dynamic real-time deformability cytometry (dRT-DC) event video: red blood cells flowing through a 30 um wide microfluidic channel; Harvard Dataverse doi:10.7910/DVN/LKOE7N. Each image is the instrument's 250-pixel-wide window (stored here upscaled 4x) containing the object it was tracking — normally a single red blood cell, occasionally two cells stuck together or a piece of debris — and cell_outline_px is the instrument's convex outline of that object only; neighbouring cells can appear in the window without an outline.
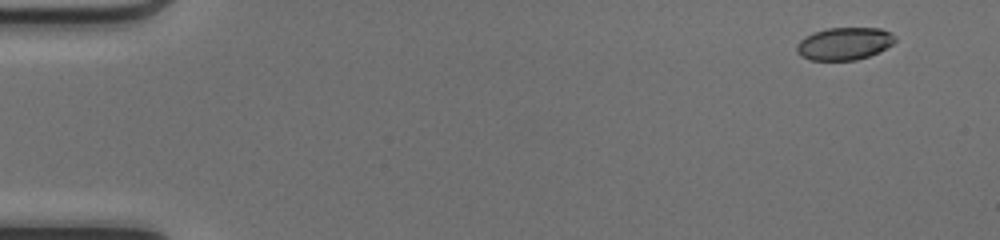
{"species": "common noctule bat (a hibernating species)", "species_latin": "Nyctalus noctula", "temperature_condition": "cold", "stored_images_in_passage": 47, "camera_frame_rate_fps": 3000, "um_per_image_px": 0.085, "animal": {"sex": "female", "body_mass_g": 17.0, "forearm_length_mm": 48.0}, "frame": {"image": 1, "passage_image": 1, "time_ms": 0.0, "image_size_px": [1000, 240], "cell_outline_px": [[896, 40], [892, 44], [868, 56], [856, 60], [812, 60], [800, 56], [796, 52], [796, 44], [800, 40], [812, 32], [828, 28], [880, 28], [896, 36]], "centroid_in_image_um": [71.72, 3.7], "position_along_channel_um": 13.3, "area_um2": 18.55}}
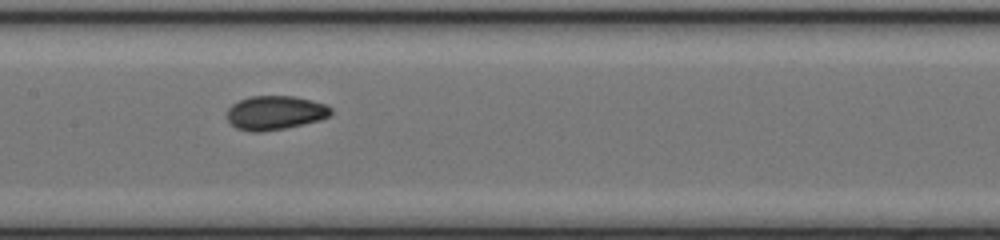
{"frame": {"image": 2, "passage_image": 23, "time_ms": 7.333, "image_size_px": [1000, 240], "cell_outline_px": [[332, 112], [328, 116], [320, 120], [304, 124], [284, 128], [260, 132], [252, 132], [236, 128], [228, 120], [228, 108], [232, 104], [240, 100], [252, 96], [292, 96], [312, 100], [328, 104], [332, 108]], "centroid_in_image_um": [23.41, 9.58], "position_along_channel_um": 184.0, "area_um2": 20.58}}
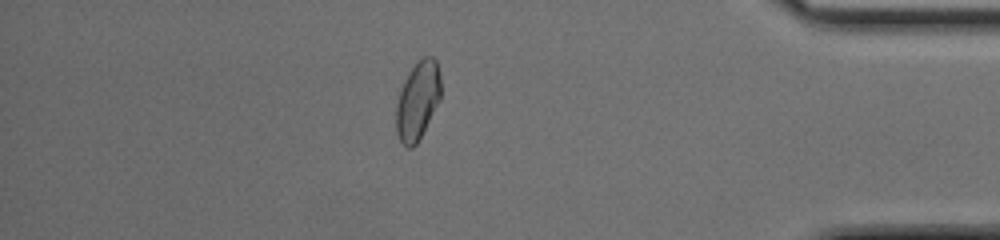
{"frame": {"image": 3, "passage_image": 41, "time_ms": 13.333, "image_size_px": [1000, 240], "cell_outline_px": [[440, 100], [416, 144], [412, 148], [408, 148], [400, 140], [396, 132], [396, 104], [404, 80], [408, 72], [416, 60], [424, 56], [432, 56], [436, 60], [440, 72]], "centroid_in_image_um": [35.5, 8.5], "position_along_channel_um": 399.7, "area_um2": 20.4}, "authors_computed_cell_mechanics": {"area_um2": 20.1144, "velocity_mm_per_s": 4.1833, "shape_relaxation_time_tau1_ms": 7.3993, "shape_relaxation_time_tau2_ms": 1.8613, "deformation_change_tau1": 0.1346, "deformation_change_tau2": 0.051}}